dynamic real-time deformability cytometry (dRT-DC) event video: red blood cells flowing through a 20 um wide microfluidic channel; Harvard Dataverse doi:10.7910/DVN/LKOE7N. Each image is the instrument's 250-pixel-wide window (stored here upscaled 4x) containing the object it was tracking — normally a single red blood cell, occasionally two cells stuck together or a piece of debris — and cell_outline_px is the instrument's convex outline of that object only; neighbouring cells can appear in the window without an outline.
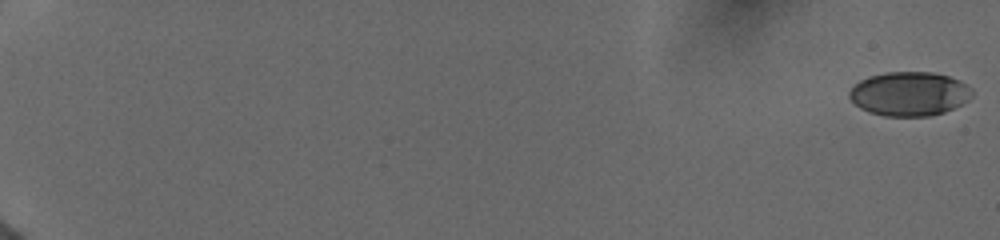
{"species": "human", "species_latin": "Homo sapiens", "temperature_condition": "cold", "stored_images_in_passage": 14, "camera_frame_rate_fps": 3000, "um_per_image_px": 0.085, "donor": {"sex": "female"}, "frame": {"image": 1, "passage_image": 1, "time_ms": 0.0, "image_size_px": [1000, 240], "cell_outline_px": [[972, 96], [968, 100], [944, 112], [928, 116], [884, 116], [868, 112], [860, 108], [848, 96], [848, 92], [852, 84], [868, 76], [884, 72], [932, 72], [948, 76], [960, 80], [972, 88]], "centroid_in_image_um": [77.26, 7.96], "position_along_channel_um": 7.7, "area_um2": 31.73}}